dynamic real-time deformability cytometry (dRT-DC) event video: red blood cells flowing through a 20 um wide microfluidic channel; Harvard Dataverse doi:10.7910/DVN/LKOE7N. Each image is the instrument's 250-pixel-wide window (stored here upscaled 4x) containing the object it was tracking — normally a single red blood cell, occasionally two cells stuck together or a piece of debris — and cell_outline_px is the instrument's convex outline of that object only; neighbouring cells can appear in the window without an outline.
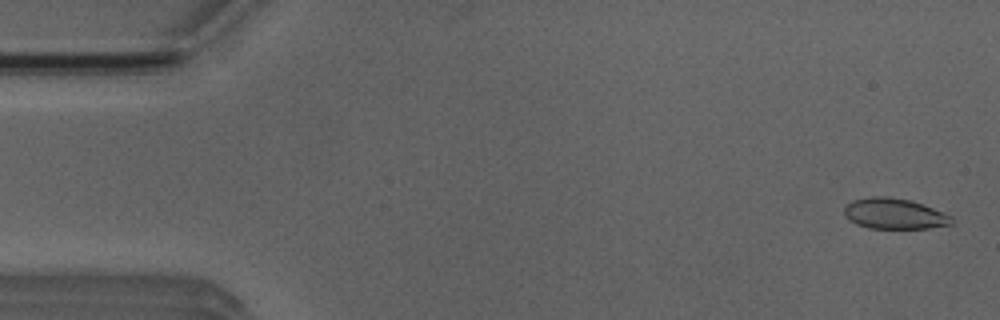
{"species": "Egyptian fruit bat (a non-hibernating species)", "species_latin": "Rousettus aegyptiacus", "temperature_condition": "room temperature", "stored_images_in_passage": 27, "camera_frame_rate_fps": 3000, "um_per_image_px": 0.085, "animal": {"sex": "male"}, "frame": {"image": 1, "passage_image": 2, "time_ms": 0.333, "image_size_px": [1000, 320], "cell_outline_px": [[952, 224], [928, 228], [868, 228], [856, 224], [844, 216], [844, 208], [852, 200], [872, 196], [888, 196], [908, 200], [932, 208], [952, 216]], "centroid_in_image_um": [75.98, 18.17], "position_along_channel_um": 9.0, "area_um2": 19.02}}
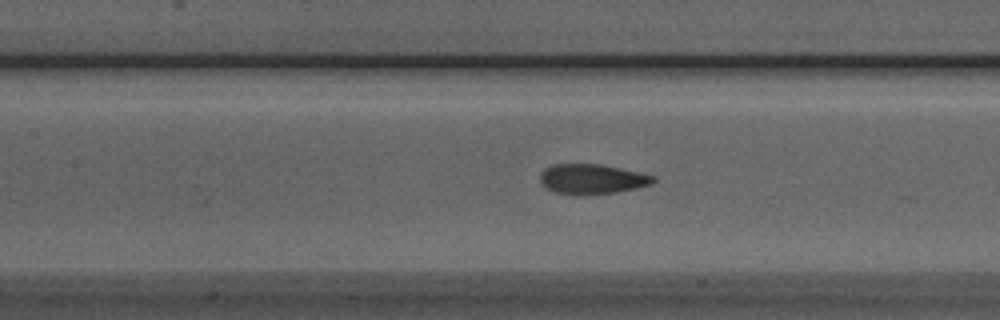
{"frame": {"image": 2, "passage_image": 23, "time_ms": 7.333, "image_size_px": [1000, 320], "cell_outline_px": [[656, 180], [652, 184], [636, 188], [616, 192], [556, 192], [544, 188], [540, 184], [540, 172], [544, 168], [552, 164], [600, 164], [640, 172], [656, 176]], "centroid_in_image_um": [50.32, 15.17], "position_along_channel_um": 157.1, "area_um2": 19.25}}
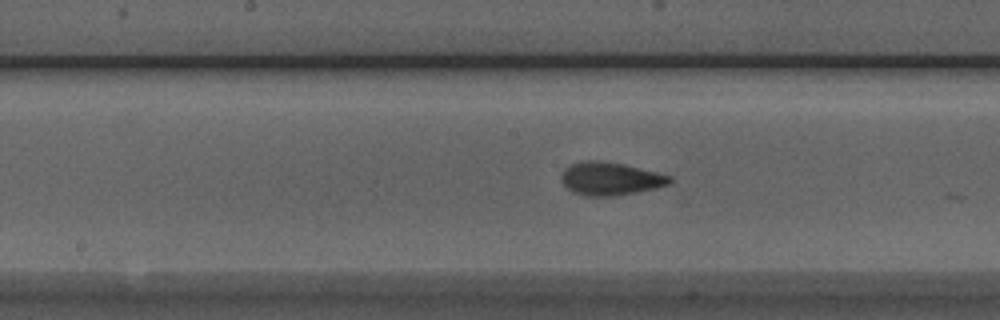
{"frame": {"image": 3, "passage_image": 26, "time_ms": 8.333, "image_size_px": [1000, 320], "cell_outline_px": [[672, 180], [668, 184], [656, 188], [616, 196], [588, 196], [576, 192], [568, 188], [560, 180], [560, 176], [564, 168], [572, 164], [584, 160], [592, 160], [624, 164], [672, 176]], "centroid_in_image_um": [51.87, 15.18], "position_along_channel_um": 196.3, "area_um2": 20.69}}